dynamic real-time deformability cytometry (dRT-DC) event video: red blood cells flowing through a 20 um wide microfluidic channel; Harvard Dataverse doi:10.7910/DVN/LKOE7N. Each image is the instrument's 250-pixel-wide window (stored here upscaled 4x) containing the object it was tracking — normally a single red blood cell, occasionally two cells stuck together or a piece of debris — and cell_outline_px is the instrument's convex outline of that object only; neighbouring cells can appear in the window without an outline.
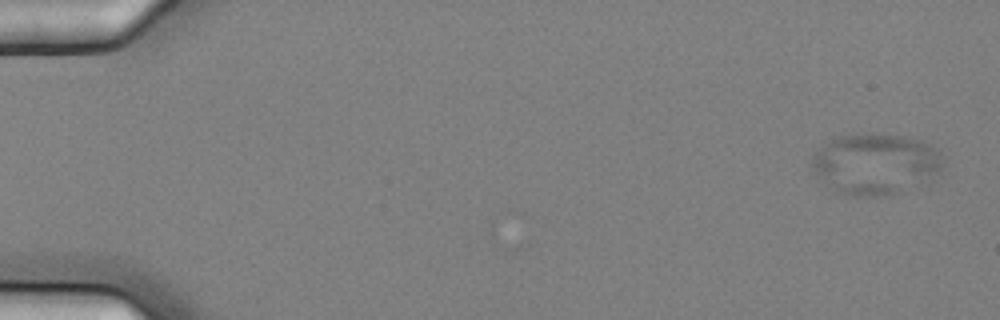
{"species": "common noctule bat (a hibernating species)", "species_latin": "Nyctalus noctula", "temperature_condition": "cold", "stored_images_in_passage": 11, "camera_frame_rate_fps": 3000, "um_per_image_px": 0.085, "animal": {"sex": "female", "body_mass_g": 25.1}, "frame": {"image": 1, "passage_image": 1, "time_ms": 0.0, "image_size_px": [1000, 320], "cell_outline_px": [[940, 172], [896, 192], [880, 196], [852, 196], [828, 188], [808, 164], [816, 152], [836, 136], [904, 136], [920, 140], [932, 144], [940, 152]], "centroid_in_image_um": [74.35, 13.94], "position_along_channel_um": 10.7, "area_um2": 45.08}}
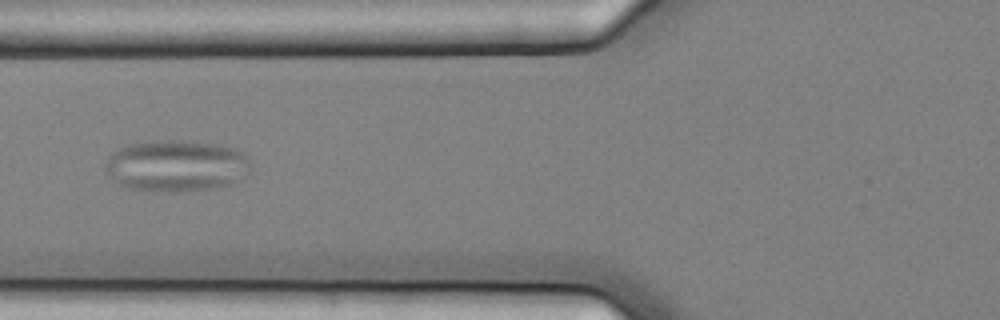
{"frame": {"image": 2, "passage_image": 6, "time_ms": 1.667, "image_size_px": [1000, 320], "cell_outline_px": [[252, 168], [248, 172], [232, 184], [212, 188], [172, 192], [128, 188], [120, 184], [104, 168], [104, 164], [108, 156], [112, 152], [120, 148], [132, 144], [168, 140], [180, 140], [212, 144], [232, 148], [244, 152], [248, 156], [252, 164]], "centroid_in_image_um": [15.02, 14.09], "position_along_channel_um": 110.8, "area_um2": 43.29}}